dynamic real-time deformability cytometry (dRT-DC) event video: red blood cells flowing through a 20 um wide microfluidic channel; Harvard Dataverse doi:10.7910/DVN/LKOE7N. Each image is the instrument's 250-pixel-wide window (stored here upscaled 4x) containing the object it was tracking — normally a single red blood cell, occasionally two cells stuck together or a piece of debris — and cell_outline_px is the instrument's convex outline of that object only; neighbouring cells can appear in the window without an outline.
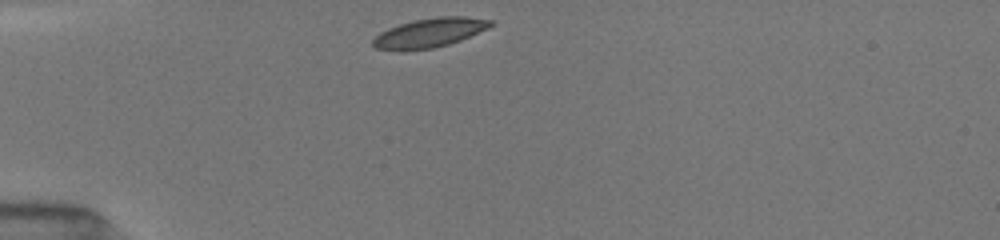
{"species": "common noctule bat (a hibernating species)", "species_latin": "Nyctalus noctula", "temperature_condition": "room temperature", "stored_images_in_passage": 38, "camera_frame_rate_fps": 3000, "um_per_image_px": 0.085, "animal": {"sex": "female", "body_mass_g": 19.5, "forearm_length_mm": 54.1}, "frame": {"image": 1, "passage_image": 1, "time_ms": 0.0, "image_size_px": [1000, 240], "cell_outline_px": [[496, 24], [488, 28], [460, 40], [448, 44], [432, 48], [376, 48], [372, 44], [372, 40], [380, 32], [388, 28], [400, 24], [416, 20], [436, 16], [464, 16], [492, 20]], "centroid_in_image_um": [36.59, 2.73], "position_along_channel_um": 48.4, "area_um2": 19.36}}
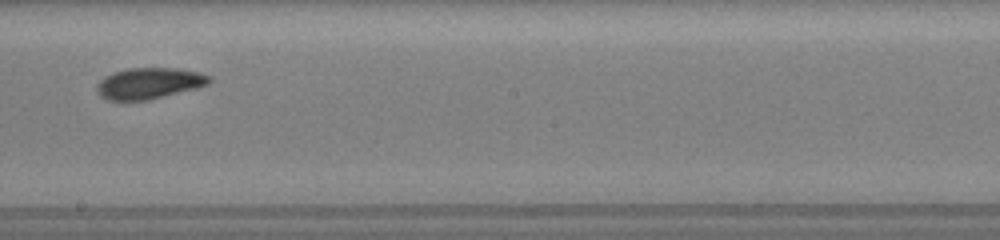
{"frame": {"image": 2, "passage_image": 17, "time_ms": 5.333, "image_size_px": [1000, 240], "cell_outline_px": [[212, 80], [208, 84], [196, 88], [148, 100], [108, 100], [100, 96], [96, 92], [96, 84], [104, 76], [128, 68], [176, 68], [196, 72], [212, 76]], "centroid_in_image_um": [12.65, 7.08], "position_along_channel_um": 235.5, "area_um2": 20.35}}
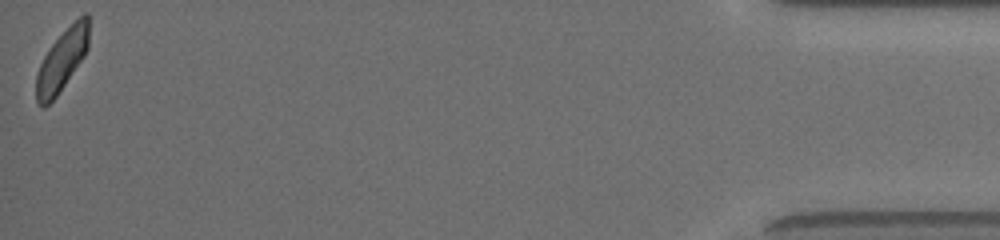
{"frame": {"image": 3, "passage_image": 38, "time_ms": 12.333, "image_size_px": [1000, 240], "cell_outline_px": [[88, 48], [84, 56], [56, 96], [44, 108], [36, 100], [36, 72], [48, 48], [84, 12], [88, 12]], "centroid_in_image_um": [5.25, 5.13], "position_along_channel_um": 429.9, "area_um2": 18.38}, "authors_computed_cell_mechanics": {"area_um2": 19.9699, "velocity_mm_per_s": 3.9862, "shape_relaxation_time_tau1_ms": 2.5607, "shape_relaxation_time_tau2_ms": 2.1698, "deformation_change_tau1": 0.1211, "deformation_change_tau2": 0.0747}}